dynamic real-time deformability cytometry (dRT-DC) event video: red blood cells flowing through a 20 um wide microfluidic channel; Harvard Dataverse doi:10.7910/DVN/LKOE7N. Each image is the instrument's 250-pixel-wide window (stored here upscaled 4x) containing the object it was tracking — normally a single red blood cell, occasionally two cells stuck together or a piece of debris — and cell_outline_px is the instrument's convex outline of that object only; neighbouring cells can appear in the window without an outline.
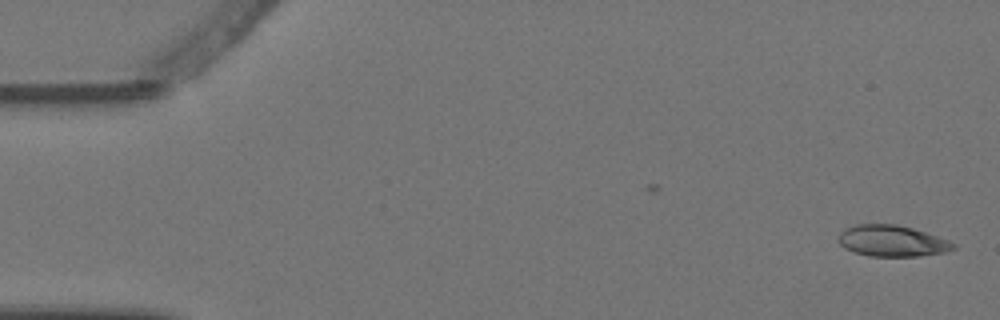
{"species": "Egyptian fruit bat (a non-hibernating species)", "species_latin": "Rousettus aegyptiacus", "temperature_condition": "warm", "stored_images_in_passage": 2, "camera_frame_rate_fps": 3000, "um_per_image_px": 0.085, "animal": {"sex": "female"}, "frame": {"image": 1, "passage_image": 2, "time_ms": 0.333, "image_size_px": [1000, 320], "cell_outline_px": [[956, 248], [944, 252], [916, 256], [868, 256], [852, 252], [844, 248], [836, 240], [840, 232], [844, 228], [856, 224], [896, 224], [912, 228], [948, 240], [956, 244]], "centroid_in_image_um": [75.76, 20.48], "position_along_channel_um": 9.2, "area_um2": 20.98}}